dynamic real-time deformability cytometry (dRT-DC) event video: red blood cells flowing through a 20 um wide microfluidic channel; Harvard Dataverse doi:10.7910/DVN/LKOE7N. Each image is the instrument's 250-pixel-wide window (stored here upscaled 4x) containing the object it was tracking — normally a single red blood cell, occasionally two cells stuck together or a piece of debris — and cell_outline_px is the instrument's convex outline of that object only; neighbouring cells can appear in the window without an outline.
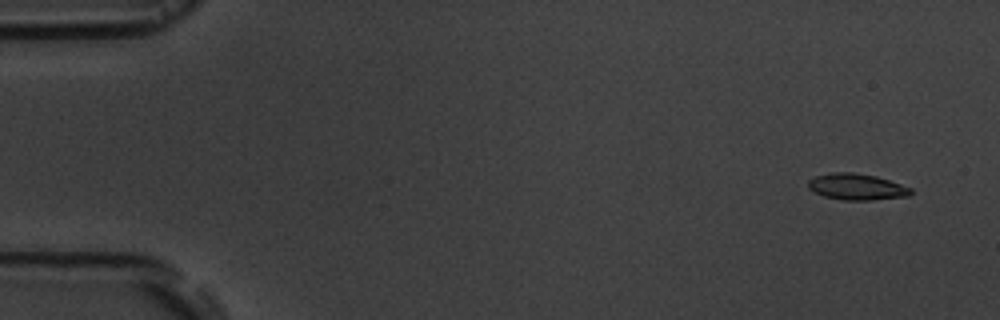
{"species": "common noctule bat (a hibernating species)", "species_latin": "Nyctalus noctula", "temperature_condition": "room temperature", "stored_images_in_passage": 9, "camera_frame_rate_fps": 3000, "um_per_image_px": 0.085, "animal": {"sex": "male", "body_mass_g": 19.5, "forearm_length_mm": 54.6}, "frame": {"image": 1, "passage_image": 1, "time_ms": 0.0, "image_size_px": [1000, 320], "cell_outline_px": [[912, 192], [908, 196], [872, 200], [844, 200], [824, 196], [808, 188], [808, 180], [816, 176], [832, 172], [852, 172], [876, 176], [912, 188]], "centroid_in_image_um": [72.82, 15.87], "position_along_channel_um": 12.2, "area_um2": 15.61}}
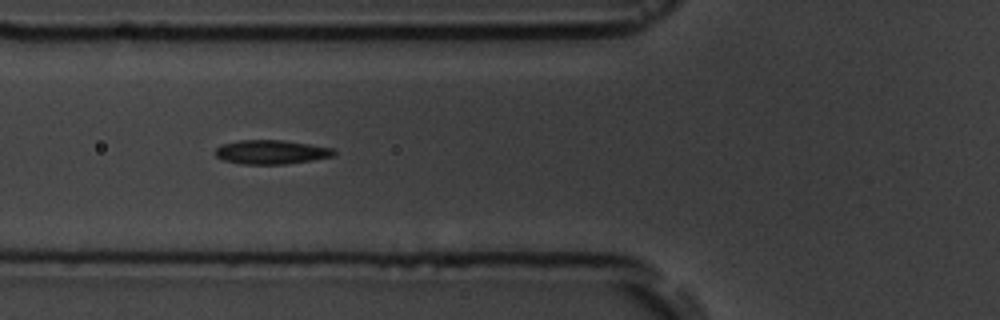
{"frame": {"image": 2, "passage_image": 6, "time_ms": 6.0, "image_size_px": [1000, 320], "cell_outline_px": [[336, 152], [332, 156], [312, 160], [284, 164], [240, 164], [224, 160], [216, 156], [212, 152], [220, 144], [240, 140], [284, 140], [332, 148]], "centroid_in_image_um": [22.98, 12.92], "position_along_channel_um": 102.8, "area_um2": 16.65}}
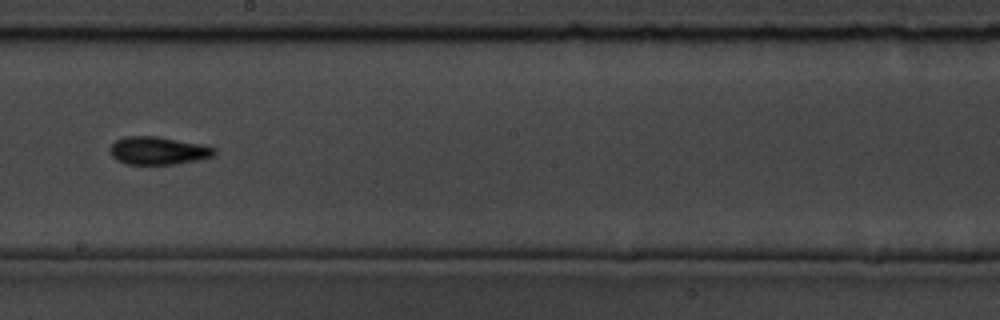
{"frame": {"image": 3, "passage_image": 9, "time_ms": 9.667, "image_size_px": [1000, 320], "cell_outline_px": [[216, 152], [212, 156], [196, 160], [176, 164], [128, 164], [116, 160], [108, 152], [108, 148], [116, 140], [124, 136], [156, 136], [204, 144], [216, 148]], "centroid_in_image_um": [13.41, 12.79], "position_along_channel_um": 234.8, "area_um2": 17.11}}